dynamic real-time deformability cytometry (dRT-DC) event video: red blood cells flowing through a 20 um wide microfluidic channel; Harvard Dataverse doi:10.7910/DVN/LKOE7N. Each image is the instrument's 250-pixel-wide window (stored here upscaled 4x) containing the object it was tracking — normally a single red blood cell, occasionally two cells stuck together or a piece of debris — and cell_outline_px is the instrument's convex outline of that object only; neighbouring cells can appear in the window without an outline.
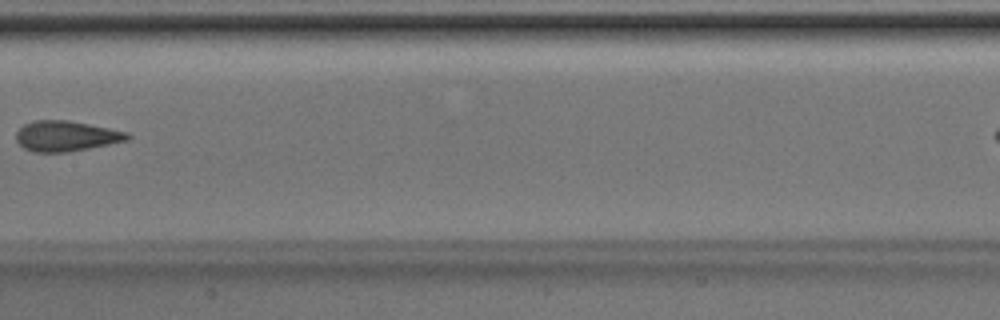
{"species": "Egyptian fruit bat (a non-hibernating species)", "species_latin": "Rousettus aegyptiacus", "temperature_condition": "room temperature", "stored_images_in_passage": 6, "camera_frame_rate_fps": 3000, "um_per_image_px": 0.085, "animal": {"sex": "male"}, "frame": {"image": 1, "passage_image": 5, "time_ms": 1.333, "image_size_px": [1000, 320], "cell_outline_px": [[132, 136], [128, 140], [68, 152], [32, 152], [24, 148], [16, 140], [16, 132], [24, 124], [32, 120], [68, 120], [128, 132]], "centroid_in_image_um": [5.59, 11.56], "position_along_channel_um": 201.8, "area_um2": 19.65}}